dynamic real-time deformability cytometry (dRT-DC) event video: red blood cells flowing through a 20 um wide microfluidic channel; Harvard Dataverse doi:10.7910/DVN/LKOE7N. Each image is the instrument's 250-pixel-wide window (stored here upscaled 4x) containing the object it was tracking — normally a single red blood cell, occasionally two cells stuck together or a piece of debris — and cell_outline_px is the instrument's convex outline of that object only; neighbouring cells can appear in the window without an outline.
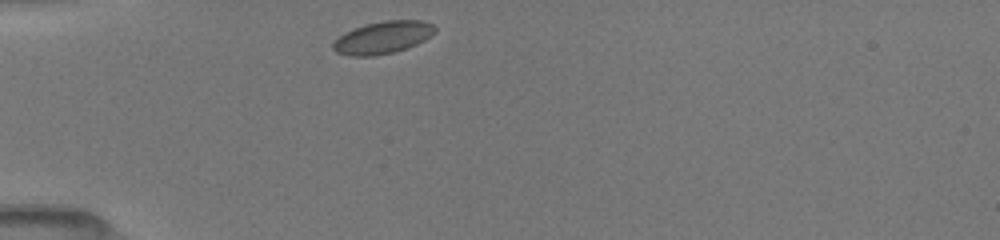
{"species": "common noctule bat (a hibernating species)", "species_latin": "Nyctalus noctula", "temperature_condition": "room temperature", "stored_images_in_passage": 37, "camera_frame_rate_fps": 3000, "um_per_image_px": 0.085, "animal": {"sex": "female", "body_mass_g": 19.5, "forearm_length_mm": 54.1}, "frame": {"image": 1, "passage_image": 1, "time_ms": 0.0, "image_size_px": [1000, 240], "cell_outline_px": [[436, 32], [424, 40], [416, 44], [396, 52], [372, 56], [348, 56], [336, 52], [332, 48], [332, 44], [344, 32], [352, 28], [364, 24], [384, 20], [424, 20], [432, 24], [436, 28]], "centroid_in_image_um": [32.53, 3.18], "position_along_channel_um": 52.5, "area_um2": 19.42}}
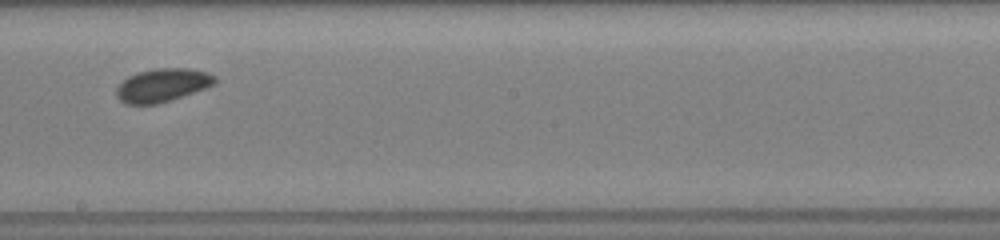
{"frame": {"image": 2, "passage_image": 16, "time_ms": 5.0, "image_size_px": [1000, 240], "cell_outline_px": [[216, 84], [208, 88], [172, 100], [156, 104], [124, 104], [116, 96], [116, 88], [128, 76], [140, 72], [156, 68], [188, 68], [208, 72], [216, 76]], "centroid_in_image_um": [13.85, 7.25], "position_along_channel_um": 234.4, "area_um2": 19.31}}
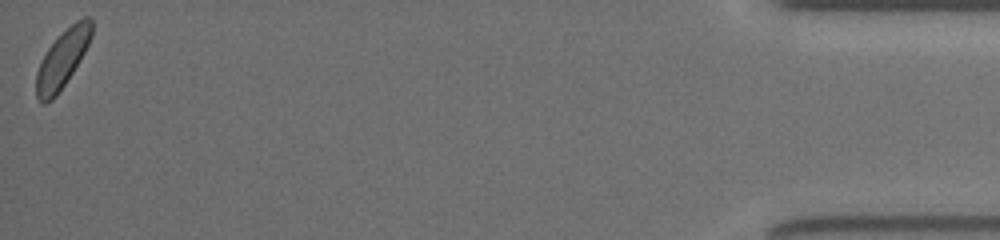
{"frame": {"image": 3, "passage_image": 37, "time_ms": 12.0, "image_size_px": [1000, 240], "cell_outline_px": [[92, 36], [80, 60], [56, 96], [52, 100], [44, 104], [36, 96], [36, 72], [48, 48], [76, 20], [84, 16], [88, 16], [92, 20]], "centroid_in_image_um": [5.31, 5.02], "position_along_channel_um": 429.9, "area_um2": 18.09}, "authors_computed_cell_mechanics": {"area_um2": 18.6694, "velocity_mm_per_s": 3.9976, "shape_relaxation_time_tau1_ms": 0.4995, "shape_relaxation_time_tau2_ms": null, "deformation_change_tau1": 0.0385, "deformation_change_tau2": null}}